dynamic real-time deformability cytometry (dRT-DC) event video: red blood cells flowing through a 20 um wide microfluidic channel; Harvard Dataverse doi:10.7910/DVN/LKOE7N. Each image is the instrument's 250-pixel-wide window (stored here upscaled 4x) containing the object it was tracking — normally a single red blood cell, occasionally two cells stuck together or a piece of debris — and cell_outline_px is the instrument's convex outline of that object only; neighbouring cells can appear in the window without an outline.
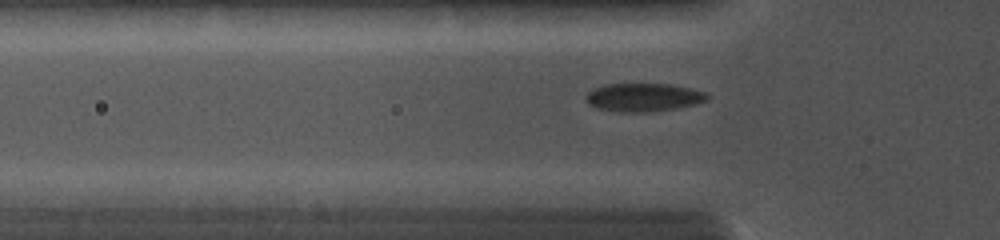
{"species": "common noctule bat (a hibernating species)", "species_latin": "Nyctalus noctula", "temperature_condition": "cold", "stored_images_in_passage": 61, "camera_frame_rate_fps": 5000, "um_per_image_px": 0.085, "animal": {"sex": "female", "body_mass_g": 19.0, "forearm_length_mm": 56.7}, "frame": {"image": 1, "passage_image": 20, "time_ms": 4.2, "image_size_px": [1000, 240], "cell_outline_px": [[712, 96], [708, 100], [696, 104], [676, 108], [652, 112], [620, 112], [596, 108], [588, 104], [584, 96], [592, 88], [604, 84], [668, 84], [708, 92]], "centroid_in_image_um": [54.7, 8.28], "position_along_channel_um": 71.1, "area_um2": 20.29}}
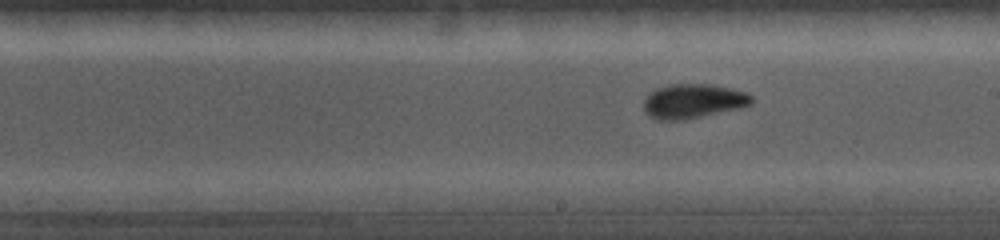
{"frame": {"image": 2, "passage_image": 39, "time_ms": 7.8, "image_size_px": [1000, 240], "cell_outline_px": [[752, 104], [740, 108], [684, 120], [660, 120], [648, 116], [644, 108], [644, 100], [656, 88], [672, 84], [708, 84], [728, 88], [744, 92], [752, 96]], "centroid_in_image_um": [58.91, 8.61], "position_along_channel_um": 230.1, "area_um2": 21.39}}
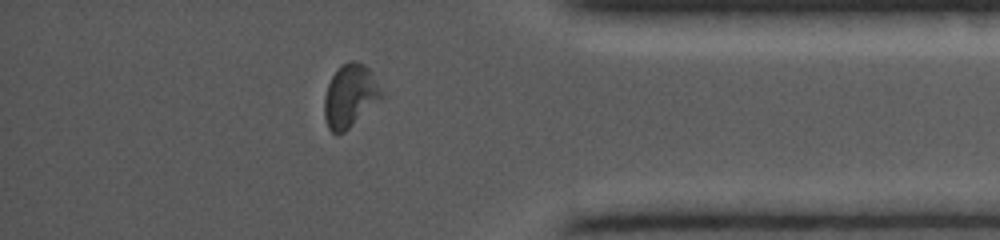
{"frame": {"image": 3, "passage_image": 56, "time_ms": 12.0, "image_size_px": [1000, 240], "cell_outline_px": [[384, 92], [344, 132], [332, 132], [328, 128], [324, 116], [324, 96], [328, 84], [336, 68], [340, 64], [348, 60], [356, 60], [364, 64], [368, 68]], "centroid_in_image_um": [29.7, 8.07], "position_along_channel_um": 405.5, "area_um2": 20.4}}